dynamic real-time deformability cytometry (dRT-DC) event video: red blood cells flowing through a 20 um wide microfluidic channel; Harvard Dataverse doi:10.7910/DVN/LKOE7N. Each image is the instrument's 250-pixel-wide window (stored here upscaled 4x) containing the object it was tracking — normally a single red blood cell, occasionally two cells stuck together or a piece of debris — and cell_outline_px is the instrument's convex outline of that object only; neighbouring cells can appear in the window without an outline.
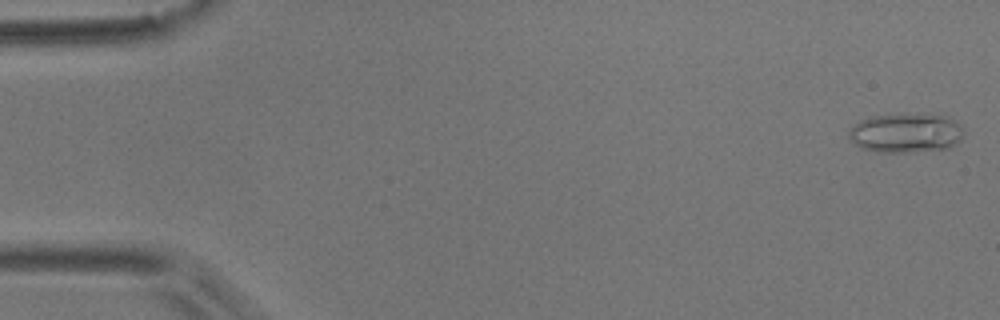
{"species": "common noctule bat (a hibernating species)", "species_latin": "Nyctalus noctula", "temperature_condition": "room temperature", "stored_images_in_passage": 18, "camera_frame_rate_fps": 3000, "um_per_image_px": 0.085, "animal": {"sex": "male", "body_mass_g": 17.9}, "frame": {"image": 1, "passage_image": 1, "time_ms": 0.0, "image_size_px": [1000, 320], "cell_outline_px": [[964, 132], [960, 140], [948, 148], [908, 152], [880, 152], [860, 148], [848, 136], [848, 132], [860, 120], [872, 116], [904, 112], [948, 116], [960, 124]], "centroid_in_image_um": [77.01, 11.27], "position_along_channel_um": 8.0, "area_um2": 26.65}}